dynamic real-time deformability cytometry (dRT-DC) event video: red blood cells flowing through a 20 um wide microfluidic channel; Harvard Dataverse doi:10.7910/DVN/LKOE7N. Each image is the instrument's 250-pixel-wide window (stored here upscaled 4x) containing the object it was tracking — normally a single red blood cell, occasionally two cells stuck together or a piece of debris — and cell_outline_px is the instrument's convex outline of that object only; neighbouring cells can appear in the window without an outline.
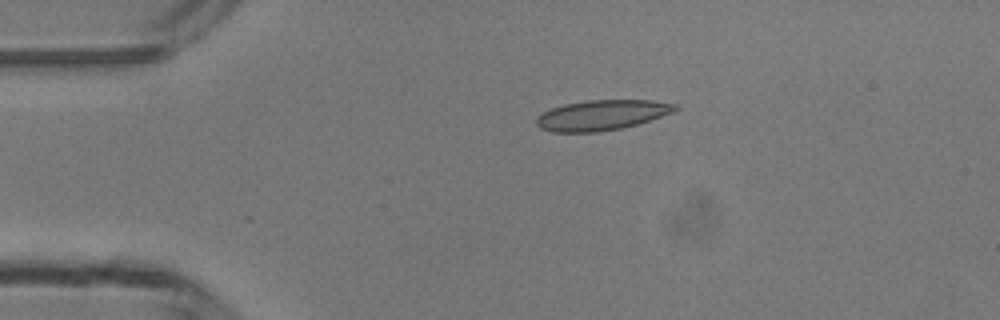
{"species": "common noctule bat (a hibernating species)", "species_latin": "Nyctalus noctula", "temperature_condition": "room temperature", "stored_images_in_passage": 39, "camera_frame_rate_fps": 3000, "um_per_image_px": 0.085, "animal": {"sex": "male", "body_mass_g": 13.3}, "frame": {"image": 1, "passage_image": 1, "time_ms": 0.0, "image_size_px": [1000, 320], "cell_outline_px": [[680, 108], [672, 112], [636, 124], [620, 128], [596, 132], [552, 132], [540, 128], [536, 124], [536, 116], [552, 108], [564, 104], [588, 100], [652, 100], [680, 104]], "centroid_in_image_um": [51.15, 9.77], "position_along_channel_um": 33.9, "area_um2": 24.33}}
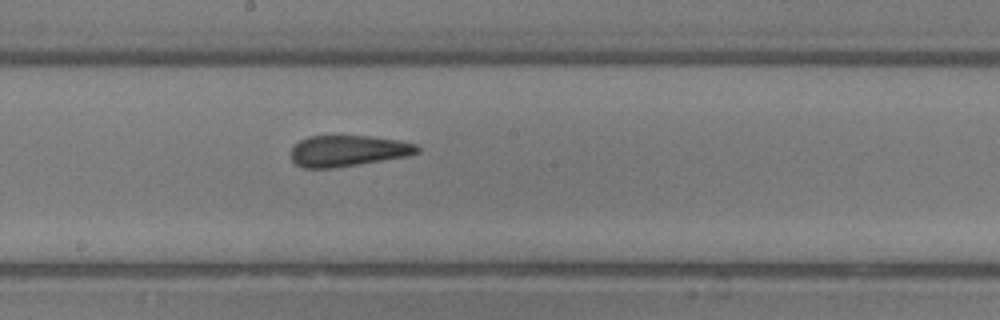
{"frame": {"image": 2, "passage_image": 17, "time_ms": 5.333, "image_size_px": [1000, 320], "cell_outline_px": [[420, 152], [408, 156], [332, 168], [304, 168], [296, 164], [292, 160], [292, 148], [300, 140], [308, 136], [368, 136], [400, 140], [416, 144], [420, 148]], "centroid_in_image_um": [29.6, 12.81], "position_along_channel_um": 218.6, "area_um2": 22.77}}
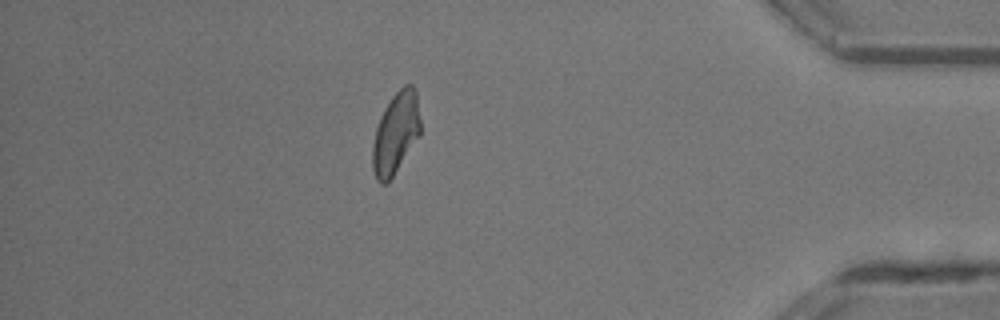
{"frame": {"image": 3, "passage_image": 33, "time_ms": 10.667, "image_size_px": [1000, 320], "cell_outline_px": [[420, 136], [392, 176], [384, 184], [380, 184], [376, 180], [372, 168], [372, 144], [376, 128], [380, 116], [384, 108], [392, 96], [404, 84], [412, 84], [416, 92], [420, 120]], "centroid_in_image_um": [33.62, 11.3], "position_along_channel_um": 401.6, "area_um2": 22.72}, "authors_computed_cell_mechanics": {"area_um2": 23.1778, "velocity_mm_per_s": 4.2608, "shape_relaxation_time_tau1_ms": 4.5969, "shape_relaxation_time_tau2_ms": 1.4741, "deformation_change_tau1": 0.1788, "deformation_change_tau2": 0.1119}}